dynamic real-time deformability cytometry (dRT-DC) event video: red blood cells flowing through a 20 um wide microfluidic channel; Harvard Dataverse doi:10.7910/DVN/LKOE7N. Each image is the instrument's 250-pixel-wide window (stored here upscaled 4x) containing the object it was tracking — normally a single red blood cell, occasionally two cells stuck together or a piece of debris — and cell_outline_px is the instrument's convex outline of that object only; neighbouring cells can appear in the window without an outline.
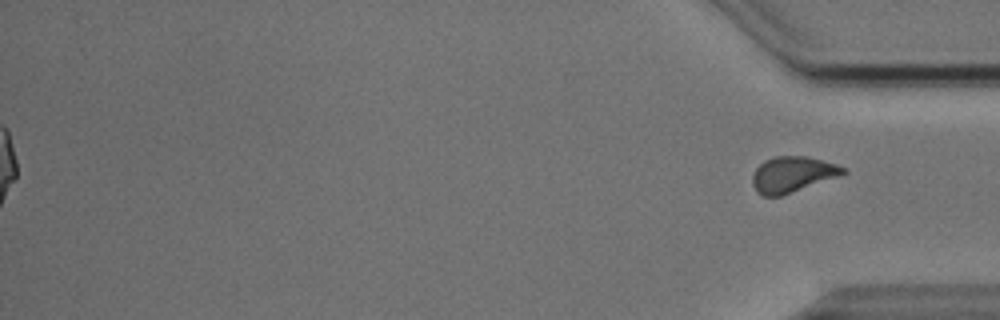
{"species": "Egyptian fruit bat (a non-hibernating species)", "species_latin": "Rousettus aegyptiacus", "temperature_condition": "cold", "stored_images_in_passage": 52, "segment_of_instrument_passage": [2, 2], "camera_frame_rate_fps": 3000, "um_per_image_px": 0.085, "animal": {"sex": "male"}, "frame": {"image": 1, "passage_image": 52, "time_ms": 17.0, "image_size_px": [1000, 320], "cell_outline_px": [[848, 172], [780, 196], [764, 196], [756, 192], [752, 184], [752, 176], [756, 168], [764, 160], [776, 156], [808, 156], [836, 164], [848, 168]], "centroid_in_image_um": [67.34, 14.81], "position_along_channel_um": 367.9, "area_um2": 18.73}}